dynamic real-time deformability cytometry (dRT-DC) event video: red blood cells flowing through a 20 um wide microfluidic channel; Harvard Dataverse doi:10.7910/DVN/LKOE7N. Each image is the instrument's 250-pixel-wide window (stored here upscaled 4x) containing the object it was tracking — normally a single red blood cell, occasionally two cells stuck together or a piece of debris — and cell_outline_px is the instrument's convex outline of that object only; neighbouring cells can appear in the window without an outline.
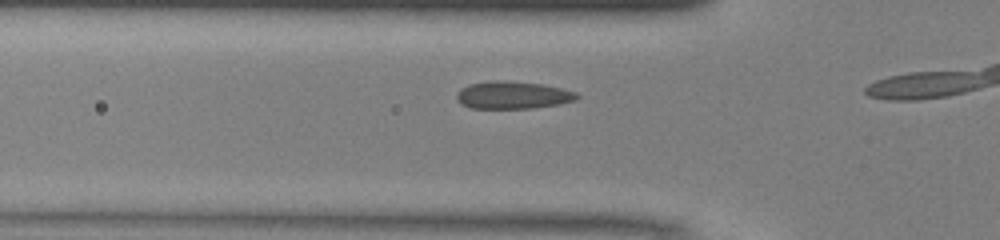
{"species": "common noctule bat (a hibernating species)", "species_latin": "Nyctalus noctula", "temperature_condition": "warm", "stored_images_in_passage": 12, "camera_frame_rate_fps": 3000, "um_per_image_px": 0.085, "animal": {"sex": "male", "body_mass_g": 13.0, "forearm_length_mm": 53.1}, "frame": {"image": 1, "passage_image": 10, "time_ms": 3.0, "image_size_px": [1000, 240], "cell_outline_px": [[580, 96], [576, 100], [560, 104], [532, 108], [472, 108], [460, 104], [456, 100], [456, 92], [460, 88], [468, 84], [488, 80], [508, 80], [544, 84], [576, 92]], "centroid_in_image_um": [43.55, 8.07], "position_along_channel_um": 82.3, "area_um2": 19.65}}